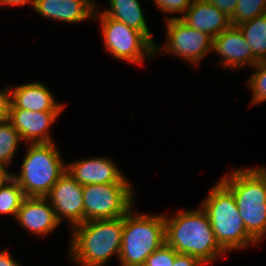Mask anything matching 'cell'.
Listing matches in <instances>:
<instances>
[{"mask_svg":"<svg viewBox=\"0 0 266 266\" xmlns=\"http://www.w3.org/2000/svg\"><path fill=\"white\" fill-rule=\"evenodd\" d=\"M166 244L180 254H188L201 263H209L225 251L216 240L208 215L200 208L165 217Z\"/></svg>","mask_w":266,"mask_h":266,"instance_id":"1","label":"cell"},{"mask_svg":"<svg viewBox=\"0 0 266 266\" xmlns=\"http://www.w3.org/2000/svg\"><path fill=\"white\" fill-rule=\"evenodd\" d=\"M220 182L233 194L248 234L257 242L266 232V170H235Z\"/></svg>","mask_w":266,"mask_h":266,"instance_id":"2","label":"cell"},{"mask_svg":"<svg viewBox=\"0 0 266 266\" xmlns=\"http://www.w3.org/2000/svg\"><path fill=\"white\" fill-rule=\"evenodd\" d=\"M123 226L124 216L74 226L71 255L83 266H102L114 253L119 257Z\"/></svg>","mask_w":266,"mask_h":266,"instance_id":"3","label":"cell"},{"mask_svg":"<svg viewBox=\"0 0 266 266\" xmlns=\"http://www.w3.org/2000/svg\"><path fill=\"white\" fill-rule=\"evenodd\" d=\"M220 247L226 252L256 241L248 234L233 194L219 181L201 207Z\"/></svg>","mask_w":266,"mask_h":266,"instance_id":"4","label":"cell"},{"mask_svg":"<svg viewBox=\"0 0 266 266\" xmlns=\"http://www.w3.org/2000/svg\"><path fill=\"white\" fill-rule=\"evenodd\" d=\"M67 172L60 153L52 143L30 144L19 176L12 177L26 197H46L58 179Z\"/></svg>","mask_w":266,"mask_h":266,"instance_id":"5","label":"cell"},{"mask_svg":"<svg viewBox=\"0 0 266 266\" xmlns=\"http://www.w3.org/2000/svg\"><path fill=\"white\" fill-rule=\"evenodd\" d=\"M166 243L164 216L124 215L122 244L119 254L122 266H143L146 259Z\"/></svg>","mask_w":266,"mask_h":266,"instance_id":"6","label":"cell"},{"mask_svg":"<svg viewBox=\"0 0 266 266\" xmlns=\"http://www.w3.org/2000/svg\"><path fill=\"white\" fill-rule=\"evenodd\" d=\"M132 195L130 183L84 185V222L126 215L132 208Z\"/></svg>","mask_w":266,"mask_h":266,"instance_id":"7","label":"cell"},{"mask_svg":"<svg viewBox=\"0 0 266 266\" xmlns=\"http://www.w3.org/2000/svg\"><path fill=\"white\" fill-rule=\"evenodd\" d=\"M100 18L104 45L115 58L140 64L145 53L151 56L159 51L142 32L104 14Z\"/></svg>","mask_w":266,"mask_h":266,"instance_id":"8","label":"cell"},{"mask_svg":"<svg viewBox=\"0 0 266 266\" xmlns=\"http://www.w3.org/2000/svg\"><path fill=\"white\" fill-rule=\"evenodd\" d=\"M167 52L198 63L213 49V37L188 26L180 17L167 19Z\"/></svg>","mask_w":266,"mask_h":266,"instance_id":"9","label":"cell"},{"mask_svg":"<svg viewBox=\"0 0 266 266\" xmlns=\"http://www.w3.org/2000/svg\"><path fill=\"white\" fill-rule=\"evenodd\" d=\"M46 198L59 222L65 217L73 226L84 223L83 186L67 172L58 179Z\"/></svg>","mask_w":266,"mask_h":266,"instance_id":"10","label":"cell"},{"mask_svg":"<svg viewBox=\"0 0 266 266\" xmlns=\"http://www.w3.org/2000/svg\"><path fill=\"white\" fill-rule=\"evenodd\" d=\"M67 173L80 185L128 183L115 164L104 158L85 159L67 165Z\"/></svg>","mask_w":266,"mask_h":266,"instance_id":"11","label":"cell"},{"mask_svg":"<svg viewBox=\"0 0 266 266\" xmlns=\"http://www.w3.org/2000/svg\"><path fill=\"white\" fill-rule=\"evenodd\" d=\"M60 112H37L24 109H10L9 121L18 131L21 139L36 143H52L48 127Z\"/></svg>","mask_w":266,"mask_h":266,"instance_id":"12","label":"cell"},{"mask_svg":"<svg viewBox=\"0 0 266 266\" xmlns=\"http://www.w3.org/2000/svg\"><path fill=\"white\" fill-rule=\"evenodd\" d=\"M46 200V197H25L16 215L21 226L37 235L49 233L59 224L55 210Z\"/></svg>","mask_w":266,"mask_h":266,"instance_id":"13","label":"cell"},{"mask_svg":"<svg viewBox=\"0 0 266 266\" xmlns=\"http://www.w3.org/2000/svg\"><path fill=\"white\" fill-rule=\"evenodd\" d=\"M213 50L225 58L223 65L227 67L239 68L246 62L255 66L258 63L239 27L231 25L213 38Z\"/></svg>","mask_w":266,"mask_h":266,"instance_id":"14","label":"cell"},{"mask_svg":"<svg viewBox=\"0 0 266 266\" xmlns=\"http://www.w3.org/2000/svg\"><path fill=\"white\" fill-rule=\"evenodd\" d=\"M180 19L191 28L215 38L231 26L230 18L206 0H193Z\"/></svg>","mask_w":266,"mask_h":266,"instance_id":"15","label":"cell"},{"mask_svg":"<svg viewBox=\"0 0 266 266\" xmlns=\"http://www.w3.org/2000/svg\"><path fill=\"white\" fill-rule=\"evenodd\" d=\"M91 2V0H34L33 7L36 12L47 18L75 23L95 16V4Z\"/></svg>","mask_w":266,"mask_h":266,"instance_id":"16","label":"cell"},{"mask_svg":"<svg viewBox=\"0 0 266 266\" xmlns=\"http://www.w3.org/2000/svg\"><path fill=\"white\" fill-rule=\"evenodd\" d=\"M12 91L10 109L60 112L63 108L62 105L56 104L51 92L41 83L24 84Z\"/></svg>","mask_w":266,"mask_h":266,"instance_id":"17","label":"cell"},{"mask_svg":"<svg viewBox=\"0 0 266 266\" xmlns=\"http://www.w3.org/2000/svg\"><path fill=\"white\" fill-rule=\"evenodd\" d=\"M109 1L111 10H106L104 15L142 32L154 44L138 0Z\"/></svg>","mask_w":266,"mask_h":266,"instance_id":"18","label":"cell"},{"mask_svg":"<svg viewBox=\"0 0 266 266\" xmlns=\"http://www.w3.org/2000/svg\"><path fill=\"white\" fill-rule=\"evenodd\" d=\"M258 62L266 61V14L238 26Z\"/></svg>","mask_w":266,"mask_h":266,"instance_id":"19","label":"cell"},{"mask_svg":"<svg viewBox=\"0 0 266 266\" xmlns=\"http://www.w3.org/2000/svg\"><path fill=\"white\" fill-rule=\"evenodd\" d=\"M25 197L23 189L11 176L0 187V214H13L16 218Z\"/></svg>","mask_w":266,"mask_h":266,"instance_id":"20","label":"cell"},{"mask_svg":"<svg viewBox=\"0 0 266 266\" xmlns=\"http://www.w3.org/2000/svg\"><path fill=\"white\" fill-rule=\"evenodd\" d=\"M20 139L18 131L9 120L0 121V165L6 167L10 163Z\"/></svg>","mask_w":266,"mask_h":266,"instance_id":"21","label":"cell"},{"mask_svg":"<svg viewBox=\"0 0 266 266\" xmlns=\"http://www.w3.org/2000/svg\"><path fill=\"white\" fill-rule=\"evenodd\" d=\"M264 14H266V0H238L230 23L232 26L238 27Z\"/></svg>","mask_w":266,"mask_h":266,"instance_id":"22","label":"cell"},{"mask_svg":"<svg viewBox=\"0 0 266 266\" xmlns=\"http://www.w3.org/2000/svg\"><path fill=\"white\" fill-rule=\"evenodd\" d=\"M256 73L249 80L253 92L252 102L259 103L266 100V61L258 62L255 66Z\"/></svg>","mask_w":266,"mask_h":266,"instance_id":"23","label":"cell"},{"mask_svg":"<svg viewBox=\"0 0 266 266\" xmlns=\"http://www.w3.org/2000/svg\"><path fill=\"white\" fill-rule=\"evenodd\" d=\"M178 252L166 243L153 252L143 266H173Z\"/></svg>","mask_w":266,"mask_h":266,"instance_id":"24","label":"cell"},{"mask_svg":"<svg viewBox=\"0 0 266 266\" xmlns=\"http://www.w3.org/2000/svg\"><path fill=\"white\" fill-rule=\"evenodd\" d=\"M159 9L164 12L185 13L193 0H155Z\"/></svg>","mask_w":266,"mask_h":266,"instance_id":"25","label":"cell"},{"mask_svg":"<svg viewBox=\"0 0 266 266\" xmlns=\"http://www.w3.org/2000/svg\"><path fill=\"white\" fill-rule=\"evenodd\" d=\"M8 88L0 92V121L9 120L11 101V92Z\"/></svg>","mask_w":266,"mask_h":266,"instance_id":"26","label":"cell"},{"mask_svg":"<svg viewBox=\"0 0 266 266\" xmlns=\"http://www.w3.org/2000/svg\"><path fill=\"white\" fill-rule=\"evenodd\" d=\"M207 2L215 5L226 16L231 18L236 9L238 0H206Z\"/></svg>","mask_w":266,"mask_h":266,"instance_id":"27","label":"cell"},{"mask_svg":"<svg viewBox=\"0 0 266 266\" xmlns=\"http://www.w3.org/2000/svg\"><path fill=\"white\" fill-rule=\"evenodd\" d=\"M201 263L197 258L188 254H180L178 253L175 256L174 265L173 266H200Z\"/></svg>","mask_w":266,"mask_h":266,"instance_id":"28","label":"cell"},{"mask_svg":"<svg viewBox=\"0 0 266 266\" xmlns=\"http://www.w3.org/2000/svg\"><path fill=\"white\" fill-rule=\"evenodd\" d=\"M0 266H19L7 251L0 253Z\"/></svg>","mask_w":266,"mask_h":266,"instance_id":"29","label":"cell"},{"mask_svg":"<svg viewBox=\"0 0 266 266\" xmlns=\"http://www.w3.org/2000/svg\"><path fill=\"white\" fill-rule=\"evenodd\" d=\"M33 5L34 0H0V4L2 5H20L21 7L25 5L26 3H30Z\"/></svg>","mask_w":266,"mask_h":266,"instance_id":"30","label":"cell"},{"mask_svg":"<svg viewBox=\"0 0 266 266\" xmlns=\"http://www.w3.org/2000/svg\"><path fill=\"white\" fill-rule=\"evenodd\" d=\"M12 176L6 171V167L0 165V187Z\"/></svg>","mask_w":266,"mask_h":266,"instance_id":"31","label":"cell"}]
</instances>
